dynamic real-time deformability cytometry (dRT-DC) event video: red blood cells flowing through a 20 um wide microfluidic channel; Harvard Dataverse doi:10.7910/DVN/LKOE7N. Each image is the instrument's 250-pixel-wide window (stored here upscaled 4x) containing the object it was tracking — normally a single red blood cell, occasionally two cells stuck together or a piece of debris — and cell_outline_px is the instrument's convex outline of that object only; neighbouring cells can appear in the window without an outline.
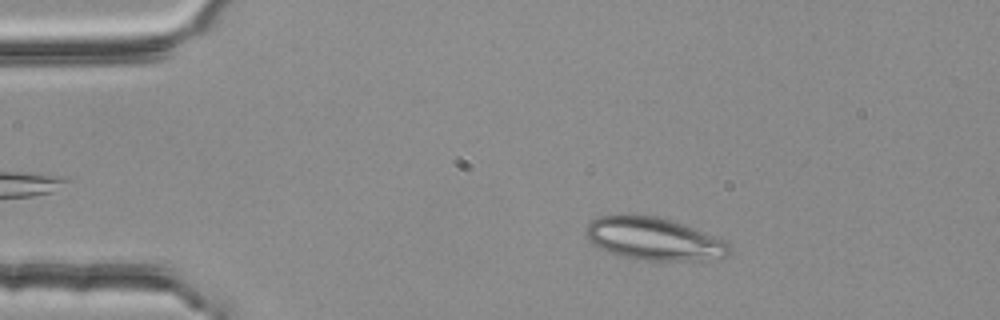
{"species": "common noctule bat (a hibernating species)", "species_latin": "Nyctalus noctula", "temperature_condition": "room temperature", "stored_images_in_passage": 51, "camera_frame_rate_fps": 3000, "um_per_image_px": 0.085, "animal": {"sex": "female", "body_mass_g": 25.1}, "frame": {"image": 1, "passage_image": 9, "time_ms": 2.667, "image_size_px": [1000, 320], "cell_outline_px": [[728, 252], [724, 256], [680, 260], [636, 260], [620, 256], [600, 248], [592, 244], [584, 232], [584, 228], [592, 220], [600, 216], [620, 212], [656, 216], [672, 220], [684, 224], [724, 240], [728, 244]], "centroid_in_image_um": [55.43, 20.25], "position_along_channel_um": 29.6, "area_um2": 35.6}}
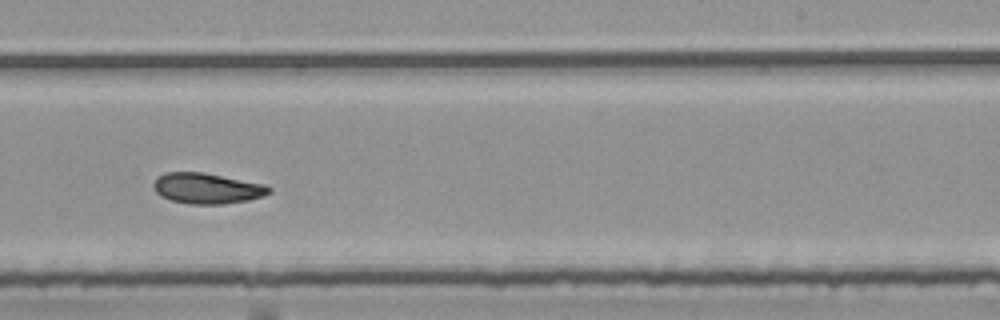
{"frame": {"image": 2, "passage_image": 33, "time_ms": 10.667, "image_size_px": [1000, 320], "cell_outline_px": [[272, 192], [264, 196], [248, 200], [224, 204], [188, 204], [172, 200], [160, 196], [156, 192], [152, 184], [156, 176], [164, 172], [204, 172], [264, 184], [272, 188]], "centroid_in_image_um": [17.58, 16.0], "position_along_channel_um": 271.4, "area_um2": 20.87}}
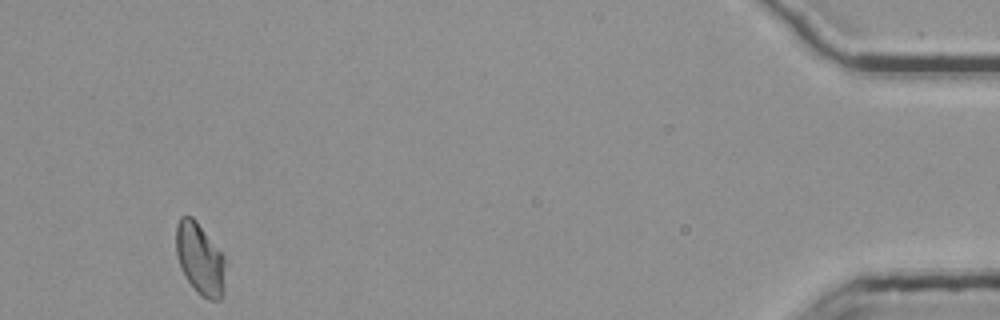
{"frame": {"image": 3, "passage_image": 51, "time_ms": 16.667, "image_size_px": [1000, 320], "cell_outline_px": [[224, 296], [220, 300], [208, 300], [200, 296], [196, 292], [188, 280], [176, 256], [176, 224], [180, 216], [192, 216], [196, 220], [224, 256]], "centroid_in_image_um": [17.0, 22.02], "position_along_channel_um": 418.2, "area_um2": 20.58}}